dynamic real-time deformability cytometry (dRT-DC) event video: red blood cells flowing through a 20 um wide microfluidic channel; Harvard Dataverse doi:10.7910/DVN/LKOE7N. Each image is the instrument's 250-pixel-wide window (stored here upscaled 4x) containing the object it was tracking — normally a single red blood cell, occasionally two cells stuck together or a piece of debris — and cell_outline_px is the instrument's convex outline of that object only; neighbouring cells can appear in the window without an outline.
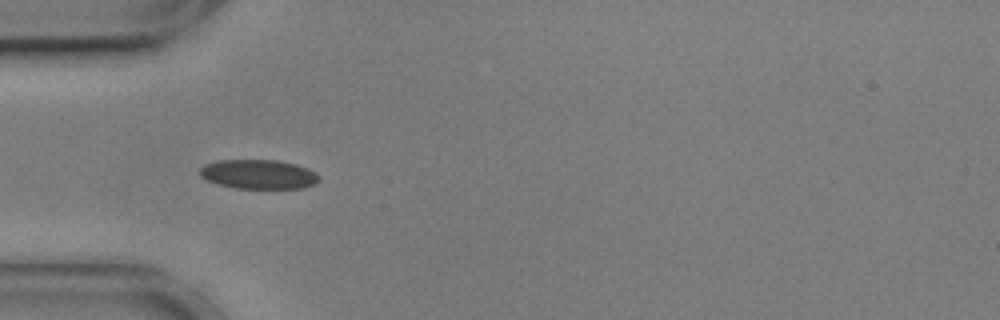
{"species": "common noctule bat (a hibernating species)", "species_latin": "Nyctalus noctula", "temperature_condition": "cold", "stored_images_in_passage": 55, "camera_frame_rate_fps": 3000, "um_per_image_px": 0.085, "animal": {"sex": "male", "body_mass_g": 17.9, "forearm_length_mm": 54.2}, "frame": {"image": 1, "passage_image": 16, "time_ms": 5.0, "image_size_px": [1000, 320], "cell_outline_px": [[320, 180], [316, 184], [304, 188], [236, 188], [220, 184], [208, 180], [200, 176], [200, 168], [204, 164], [220, 160], [276, 160], [296, 164], [308, 168], [316, 172], [320, 176]], "centroid_in_image_um": [22.03, 14.81], "position_along_channel_um": 63.0, "area_um2": 20.4}}
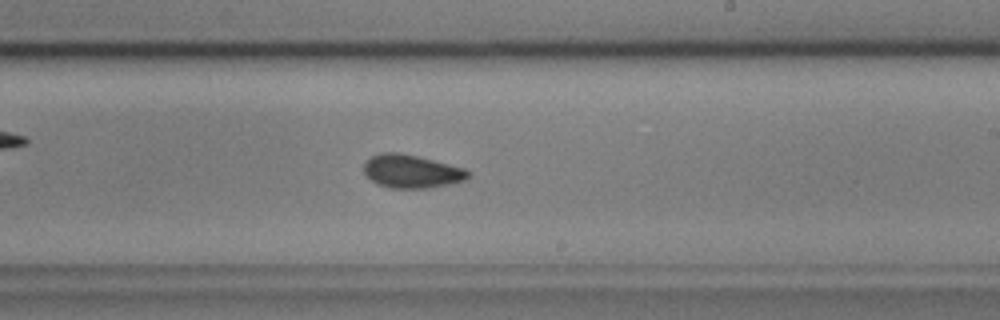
{"frame": {"image": 2, "passage_image": 32, "time_ms": 10.333, "image_size_px": [1000, 320], "cell_outline_px": [[472, 172], [464, 180], [448, 184], [428, 188], [388, 188], [376, 184], [364, 172], [364, 164], [372, 156], [380, 152], [400, 152], [464, 168]], "centroid_in_image_um": [34.96, 14.57], "position_along_channel_um": 254.0, "area_um2": 20.06}}
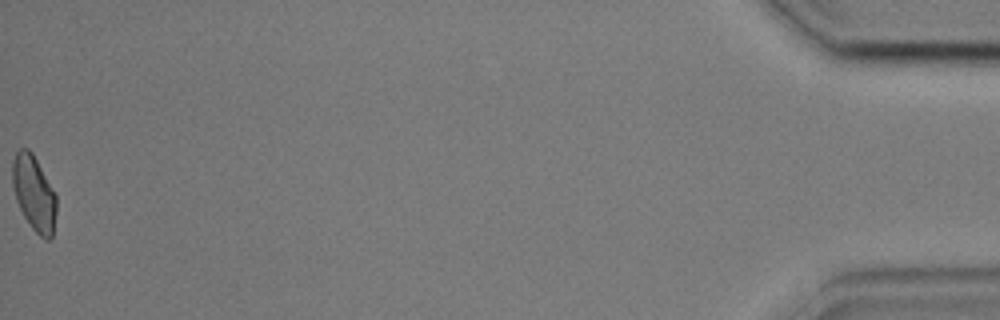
{"frame": {"image": 3, "passage_image": 55, "time_ms": 18.0, "image_size_px": [1000, 320], "cell_outline_px": [[56, 212], [52, 236], [48, 240], [44, 240], [32, 228], [24, 216], [16, 200], [12, 184], [12, 160], [16, 152], [20, 148], [28, 148], [32, 152], [56, 192]], "centroid_in_image_um": [2.89, 16.4], "position_along_channel_um": 432.3, "area_um2": 19.42}, "authors_computed_cell_mechanics": {"area_um2": 19.9988, "velocity_mm_per_s": 3.6006, "shape_relaxation_time_tau1_ms": 3.5477, "shape_relaxation_time_tau2_ms": 2.268, "deformation_change_tau1": 0.0917, "deformation_change_tau2": 0.0635}}